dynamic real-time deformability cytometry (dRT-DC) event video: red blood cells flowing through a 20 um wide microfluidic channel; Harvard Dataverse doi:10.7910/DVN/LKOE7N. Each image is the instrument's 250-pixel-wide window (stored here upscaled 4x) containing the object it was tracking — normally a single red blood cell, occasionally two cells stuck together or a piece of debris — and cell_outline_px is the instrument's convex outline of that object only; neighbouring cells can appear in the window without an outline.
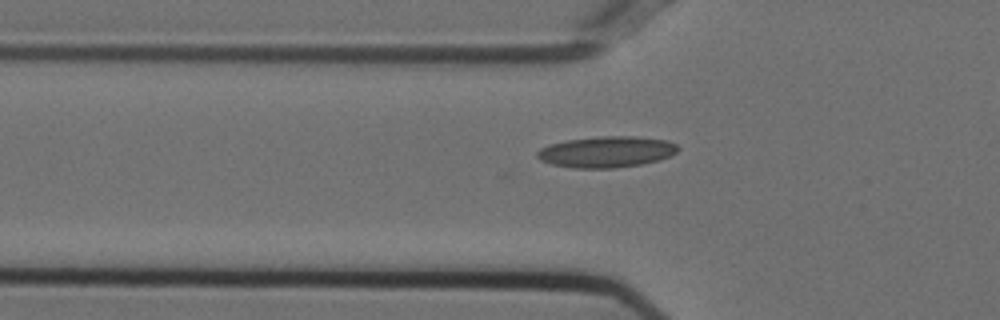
{"species": "Egyptian fruit bat (a non-hibernating species)", "species_latin": "Rousettus aegyptiacus", "temperature_condition": "cold", "stored_images_in_passage": 34, "camera_frame_rate_fps": 3000, "um_per_image_px": 0.085, "animal": {"sex": "female"}, "frame": {"image": 1, "passage_image": 4, "time_ms": 1.0, "image_size_px": [1000, 320], "cell_outline_px": [[680, 148], [676, 152], [660, 160], [640, 164], [612, 168], [572, 168], [552, 164], [540, 160], [536, 156], [536, 152], [540, 148], [552, 144], [568, 140], [600, 136], [632, 136], [668, 140], [676, 144]], "centroid_in_image_um": [51.55, 12.91], "position_along_channel_um": 74.2, "area_um2": 25.43}}
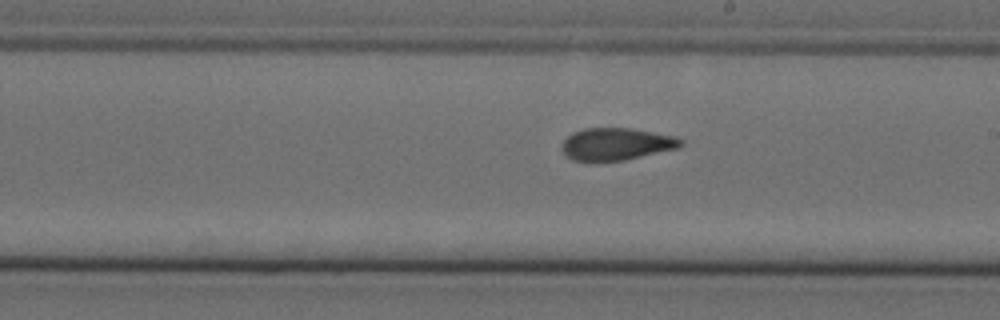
{"frame": {"image": 2, "passage_image": 17, "time_ms": 5.333, "image_size_px": [1000, 320], "cell_outline_px": [[684, 144], [680, 148], [624, 160], [596, 164], [572, 160], [560, 148], [560, 144], [572, 132], [584, 128], [632, 128], [676, 136], [684, 140]], "centroid_in_image_um": [52.38, 12.27], "position_along_channel_um": 236.6, "area_um2": 23.18}}
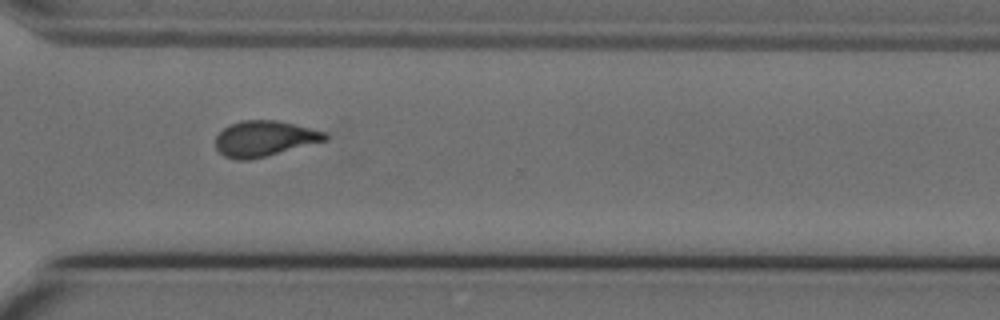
{"frame": {"image": 3, "passage_image": 26, "time_ms": 8.333, "image_size_px": [1000, 320], "cell_outline_px": [[328, 140], [248, 160], [236, 160], [224, 156], [216, 148], [216, 136], [228, 124], [240, 120], [276, 120], [324, 132], [328, 136]], "centroid_in_image_um": [22.43, 11.77], "position_along_channel_um": 348.2, "area_um2": 22.43}}